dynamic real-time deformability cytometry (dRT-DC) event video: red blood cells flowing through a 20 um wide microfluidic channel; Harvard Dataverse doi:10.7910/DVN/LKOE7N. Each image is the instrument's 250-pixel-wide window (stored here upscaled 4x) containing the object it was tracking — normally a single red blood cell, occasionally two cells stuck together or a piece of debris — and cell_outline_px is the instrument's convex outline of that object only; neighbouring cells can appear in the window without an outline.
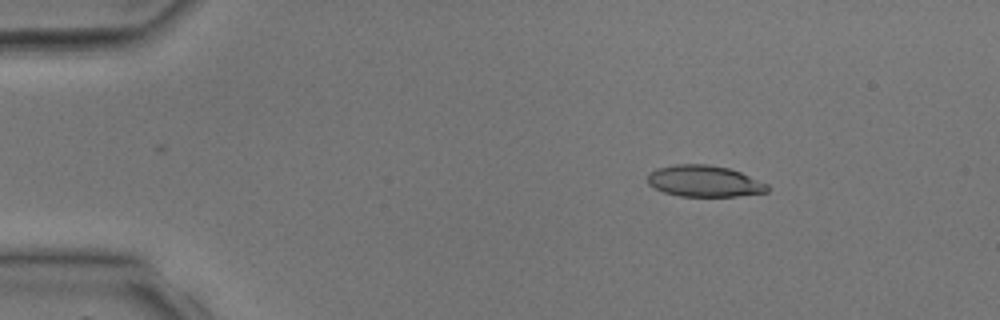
{"species": "common noctule bat (a hibernating species)", "species_latin": "Nyctalus noctula", "temperature_condition": "room temperature", "stored_images_in_passage": 3, "camera_frame_rate_fps": 3000, "um_per_image_px": 0.085, "animal": {"sex": "male", "body_mass_g": 17.9, "forearm_length_mm": 54.2}, "frame": {"image": 1, "passage_image": 1, "time_ms": 0.0, "image_size_px": [1000, 320], "cell_outline_px": [[768, 192], [736, 196], [680, 196], [664, 192], [648, 184], [648, 172], [656, 168], [676, 164], [708, 164], [728, 168], [740, 172], [768, 184]], "centroid_in_image_um": [59.85, 15.39], "position_along_channel_um": 25.2, "area_um2": 21.85}}
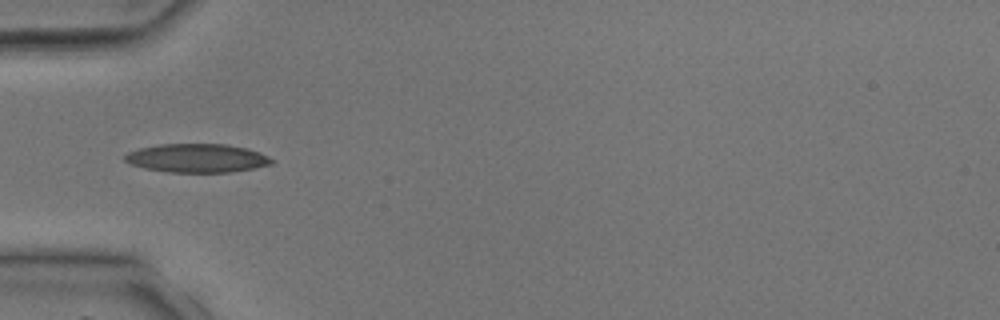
{"frame": {"image": 2, "passage_image": 3, "time_ms": 2.333, "image_size_px": [1000, 320], "cell_outline_px": [[272, 164], [256, 168], [232, 172], [168, 172], [144, 168], [132, 164], [124, 160], [124, 156], [128, 152], [140, 148], [160, 144], [228, 144], [248, 148], [260, 152], [268, 156], [272, 160]], "centroid_in_image_um": [16.78, 13.44], "position_along_channel_um": 68.2, "area_um2": 24.57}}